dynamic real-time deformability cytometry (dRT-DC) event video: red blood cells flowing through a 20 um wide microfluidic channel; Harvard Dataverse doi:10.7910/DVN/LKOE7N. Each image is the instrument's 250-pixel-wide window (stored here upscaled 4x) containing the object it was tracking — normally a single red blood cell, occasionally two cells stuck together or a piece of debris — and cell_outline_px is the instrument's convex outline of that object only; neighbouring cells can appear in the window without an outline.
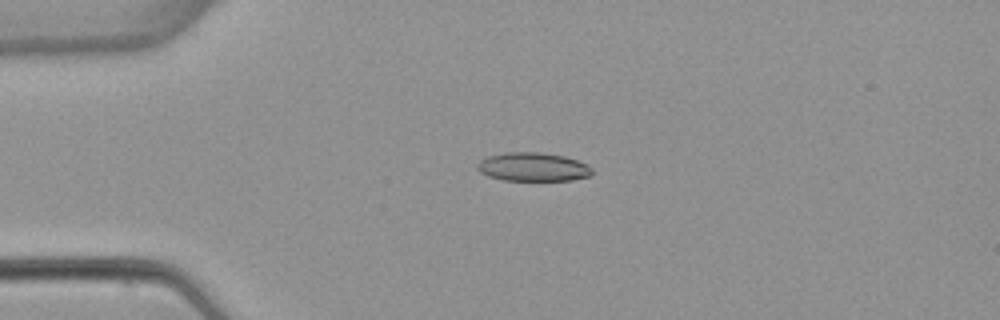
{"species": "common noctule bat (a hibernating species)", "species_latin": "Nyctalus noctula", "temperature_condition": "warm", "stored_images_in_passage": 6, "camera_frame_rate_fps": 3000, "um_per_image_px": 0.085, "animal": {"sex": "female", "body_mass_g": 22.7, "forearm_length_mm": 54.2}, "frame": {"image": 1, "passage_image": 4, "time_ms": 3.333, "image_size_px": [1000, 320], "cell_outline_px": [[592, 176], [572, 180], [504, 180], [488, 176], [480, 172], [476, 168], [476, 164], [480, 160], [488, 156], [504, 152], [540, 152], [564, 156], [588, 164], [592, 168]], "centroid_in_image_um": [45.3, 14.18], "position_along_channel_um": 39.7, "area_um2": 19.31}}
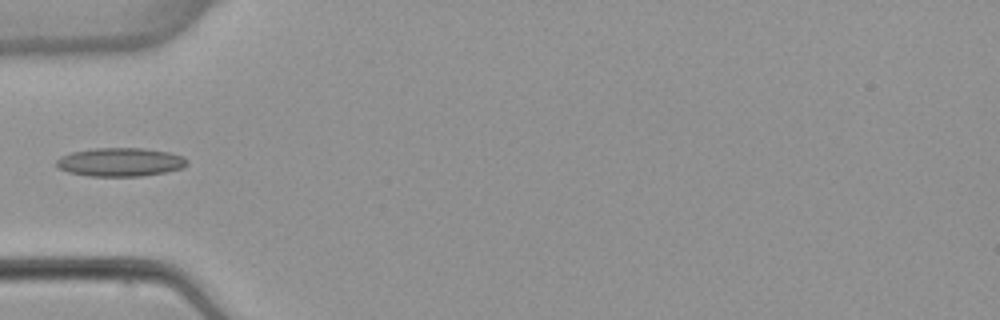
{"frame": {"image": 2, "passage_image": 5, "time_ms": 5.0, "image_size_px": [1000, 320], "cell_outline_px": [[188, 164], [184, 168], [168, 172], [140, 176], [88, 176], [68, 172], [60, 168], [56, 164], [56, 160], [60, 156], [72, 152], [92, 148], [144, 148], [168, 152], [184, 156], [188, 160]], "centroid_in_image_um": [10.26, 13.77], "position_along_channel_um": 74.7, "area_um2": 21.96}}
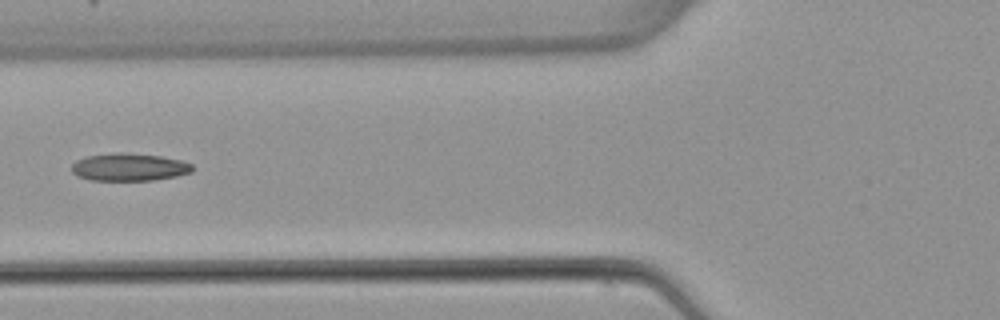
{"frame": {"image": 3, "passage_image": 6, "time_ms": 6.0, "image_size_px": [1000, 320], "cell_outline_px": [[192, 172], [176, 176], [152, 180], [92, 180], [76, 176], [72, 172], [72, 164], [76, 160], [88, 156], [120, 152], [128, 152], [160, 156], [180, 160], [192, 164]], "centroid_in_image_um": [10.97, 14.2], "position_along_channel_um": 114.8, "area_um2": 19.36}}